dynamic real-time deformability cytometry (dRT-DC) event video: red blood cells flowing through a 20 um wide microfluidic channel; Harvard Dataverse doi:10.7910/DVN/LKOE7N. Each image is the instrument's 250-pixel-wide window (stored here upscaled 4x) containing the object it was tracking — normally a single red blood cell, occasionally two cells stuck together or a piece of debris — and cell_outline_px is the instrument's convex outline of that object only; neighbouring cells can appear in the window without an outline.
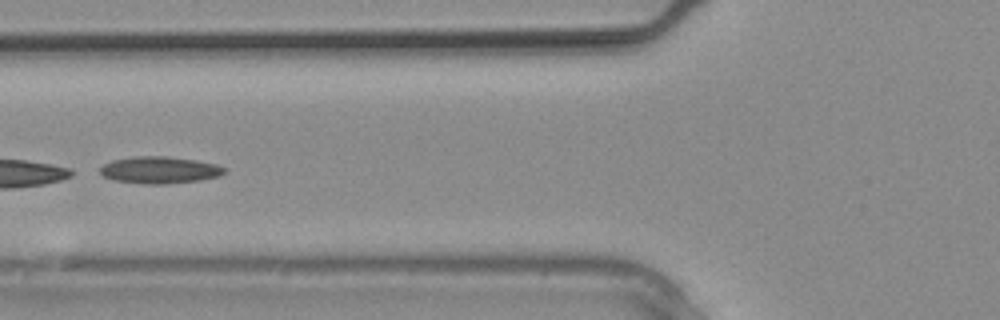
{"species": "common noctule bat (a hibernating species)", "species_latin": "Nyctalus noctula", "temperature_condition": "warm", "stored_images_in_passage": 12, "segment_of_instrument_passage": [2, 2], "camera_frame_rate_fps": 3000, "um_per_image_px": 0.085, "animal": {"sex": "male", "body_mass_g": 20.4}, "frame": {"image": 1, "passage_image": 11, "time_ms": 3.333, "image_size_px": [1000, 320], "cell_outline_px": [[224, 172], [220, 176], [200, 180], [164, 184], [144, 184], [112, 180], [104, 176], [100, 172], [100, 168], [104, 164], [112, 160], [132, 156], [168, 156], [196, 160], [216, 164], [224, 168]], "centroid_in_image_um": [13.54, 14.45], "position_along_channel_um": 112.3, "area_um2": 19.54}}